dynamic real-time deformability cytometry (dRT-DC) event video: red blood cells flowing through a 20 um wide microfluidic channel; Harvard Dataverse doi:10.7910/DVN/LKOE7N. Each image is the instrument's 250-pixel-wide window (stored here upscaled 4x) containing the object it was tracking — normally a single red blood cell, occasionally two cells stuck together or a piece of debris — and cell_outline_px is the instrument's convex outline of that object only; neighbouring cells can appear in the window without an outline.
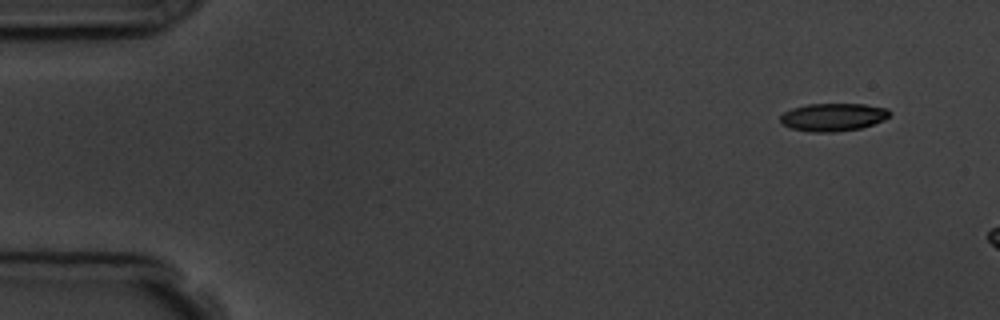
{"species": "common noctule bat (a hibernating species)", "species_latin": "Nyctalus noctula", "temperature_condition": "room temperature", "stored_images_in_passage": 4, "camera_frame_rate_fps": 3000, "um_per_image_px": 0.085, "animal": {"sex": "male", "body_mass_g": 19.5, "forearm_length_mm": 54.6}, "frame": {"image": 1, "passage_image": 1, "time_ms": 0.0, "image_size_px": [1000, 320], "cell_outline_px": [[892, 112], [884, 120], [860, 128], [836, 132], [812, 132], [788, 128], [780, 124], [780, 116], [784, 112], [792, 108], [808, 104], [864, 104], [888, 108]], "centroid_in_image_um": [70.79, 9.96], "position_along_channel_um": 14.2, "area_um2": 17.92}}